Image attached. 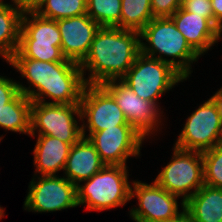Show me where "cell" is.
<instances>
[{
  "instance_id": "44dd1931",
  "label": "cell",
  "mask_w": 222,
  "mask_h": 222,
  "mask_svg": "<svg viewBox=\"0 0 222 222\" xmlns=\"http://www.w3.org/2000/svg\"><path fill=\"white\" fill-rule=\"evenodd\" d=\"M31 104L32 101L20 92L0 111V127L30 135Z\"/></svg>"
},
{
  "instance_id": "484cf974",
  "label": "cell",
  "mask_w": 222,
  "mask_h": 222,
  "mask_svg": "<svg viewBox=\"0 0 222 222\" xmlns=\"http://www.w3.org/2000/svg\"><path fill=\"white\" fill-rule=\"evenodd\" d=\"M204 185L222 189V145L202 152Z\"/></svg>"
},
{
  "instance_id": "cb8c5ba5",
  "label": "cell",
  "mask_w": 222,
  "mask_h": 222,
  "mask_svg": "<svg viewBox=\"0 0 222 222\" xmlns=\"http://www.w3.org/2000/svg\"><path fill=\"white\" fill-rule=\"evenodd\" d=\"M11 59H35L45 62L65 61L61 46L35 43V40H19L17 51Z\"/></svg>"
},
{
  "instance_id": "ac0fdd59",
  "label": "cell",
  "mask_w": 222,
  "mask_h": 222,
  "mask_svg": "<svg viewBox=\"0 0 222 222\" xmlns=\"http://www.w3.org/2000/svg\"><path fill=\"white\" fill-rule=\"evenodd\" d=\"M193 222H222V189L203 185L185 202Z\"/></svg>"
},
{
  "instance_id": "d6986e66",
  "label": "cell",
  "mask_w": 222,
  "mask_h": 222,
  "mask_svg": "<svg viewBox=\"0 0 222 222\" xmlns=\"http://www.w3.org/2000/svg\"><path fill=\"white\" fill-rule=\"evenodd\" d=\"M0 0V56L8 62L17 51L24 11L11 0Z\"/></svg>"
},
{
  "instance_id": "2e32d148",
  "label": "cell",
  "mask_w": 222,
  "mask_h": 222,
  "mask_svg": "<svg viewBox=\"0 0 222 222\" xmlns=\"http://www.w3.org/2000/svg\"><path fill=\"white\" fill-rule=\"evenodd\" d=\"M105 165L95 146L88 138L82 137L70 149L64 168V177L77 186L82 181L90 179Z\"/></svg>"
},
{
  "instance_id": "3957f363",
  "label": "cell",
  "mask_w": 222,
  "mask_h": 222,
  "mask_svg": "<svg viewBox=\"0 0 222 222\" xmlns=\"http://www.w3.org/2000/svg\"><path fill=\"white\" fill-rule=\"evenodd\" d=\"M140 40L141 53L143 55L170 64L186 80L192 73L191 64L198 61L200 57L190 47L170 17L153 18L140 31ZM143 40L147 43L143 42ZM156 54H159V56ZM164 57L172 58L167 59Z\"/></svg>"
},
{
  "instance_id": "4fadbf2b",
  "label": "cell",
  "mask_w": 222,
  "mask_h": 222,
  "mask_svg": "<svg viewBox=\"0 0 222 222\" xmlns=\"http://www.w3.org/2000/svg\"><path fill=\"white\" fill-rule=\"evenodd\" d=\"M88 139L106 165L127 166L129 157H139L145 138L131 125L93 132Z\"/></svg>"
},
{
  "instance_id": "1f68e13d",
  "label": "cell",
  "mask_w": 222,
  "mask_h": 222,
  "mask_svg": "<svg viewBox=\"0 0 222 222\" xmlns=\"http://www.w3.org/2000/svg\"><path fill=\"white\" fill-rule=\"evenodd\" d=\"M161 222H193V218L185 208H182V211L176 217Z\"/></svg>"
},
{
  "instance_id": "5bb4252c",
  "label": "cell",
  "mask_w": 222,
  "mask_h": 222,
  "mask_svg": "<svg viewBox=\"0 0 222 222\" xmlns=\"http://www.w3.org/2000/svg\"><path fill=\"white\" fill-rule=\"evenodd\" d=\"M57 25L63 55L80 64L88 55L95 34L101 26L87 14L57 20Z\"/></svg>"
},
{
  "instance_id": "ffe728a7",
  "label": "cell",
  "mask_w": 222,
  "mask_h": 222,
  "mask_svg": "<svg viewBox=\"0 0 222 222\" xmlns=\"http://www.w3.org/2000/svg\"><path fill=\"white\" fill-rule=\"evenodd\" d=\"M19 40L61 46V36L56 20L46 19L34 11L23 13Z\"/></svg>"
},
{
  "instance_id": "9a60e30c",
  "label": "cell",
  "mask_w": 222,
  "mask_h": 222,
  "mask_svg": "<svg viewBox=\"0 0 222 222\" xmlns=\"http://www.w3.org/2000/svg\"><path fill=\"white\" fill-rule=\"evenodd\" d=\"M170 18L199 56L204 55L221 39L222 33L201 14L188 12L180 7Z\"/></svg>"
},
{
  "instance_id": "9c48e42d",
  "label": "cell",
  "mask_w": 222,
  "mask_h": 222,
  "mask_svg": "<svg viewBox=\"0 0 222 222\" xmlns=\"http://www.w3.org/2000/svg\"><path fill=\"white\" fill-rule=\"evenodd\" d=\"M101 86L114 98L127 122L145 139L163 124L161 107L140 98L121 79L106 81Z\"/></svg>"
},
{
  "instance_id": "f1b7e54d",
  "label": "cell",
  "mask_w": 222,
  "mask_h": 222,
  "mask_svg": "<svg viewBox=\"0 0 222 222\" xmlns=\"http://www.w3.org/2000/svg\"><path fill=\"white\" fill-rule=\"evenodd\" d=\"M6 77L0 75V111L20 93L18 82Z\"/></svg>"
},
{
  "instance_id": "836d02e7",
  "label": "cell",
  "mask_w": 222,
  "mask_h": 222,
  "mask_svg": "<svg viewBox=\"0 0 222 222\" xmlns=\"http://www.w3.org/2000/svg\"><path fill=\"white\" fill-rule=\"evenodd\" d=\"M4 209L1 207V205H0V220L2 219V217H4Z\"/></svg>"
},
{
  "instance_id": "6da1fadb",
  "label": "cell",
  "mask_w": 222,
  "mask_h": 222,
  "mask_svg": "<svg viewBox=\"0 0 222 222\" xmlns=\"http://www.w3.org/2000/svg\"><path fill=\"white\" fill-rule=\"evenodd\" d=\"M7 63L16 68L29 87L18 82L19 90L32 102L46 104H79L86 85L79 63L66 59L45 62L35 59H10ZM33 89H32V88ZM45 97L50 98L47 102Z\"/></svg>"
},
{
  "instance_id": "7c38bea8",
  "label": "cell",
  "mask_w": 222,
  "mask_h": 222,
  "mask_svg": "<svg viewBox=\"0 0 222 222\" xmlns=\"http://www.w3.org/2000/svg\"><path fill=\"white\" fill-rule=\"evenodd\" d=\"M131 183V200L136 197L139 206L129 211L135 222H161L172 219L181 212L178 210L179 197L169 193L155 180L152 184L141 181Z\"/></svg>"
},
{
  "instance_id": "7402d4cb",
  "label": "cell",
  "mask_w": 222,
  "mask_h": 222,
  "mask_svg": "<svg viewBox=\"0 0 222 222\" xmlns=\"http://www.w3.org/2000/svg\"><path fill=\"white\" fill-rule=\"evenodd\" d=\"M152 19L151 0H121L120 28L140 32Z\"/></svg>"
},
{
  "instance_id": "ba28073f",
  "label": "cell",
  "mask_w": 222,
  "mask_h": 222,
  "mask_svg": "<svg viewBox=\"0 0 222 222\" xmlns=\"http://www.w3.org/2000/svg\"><path fill=\"white\" fill-rule=\"evenodd\" d=\"M221 142L222 121L216 103L209 98L187 118L174 146L203 152Z\"/></svg>"
},
{
  "instance_id": "52a82bcc",
  "label": "cell",
  "mask_w": 222,
  "mask_h": 222,
  "mask_svg": "<svg viewBox=\"0 0 222 222\" xmlns=\"http://www.w3.org/2000/svg\"><path fill=\"white\" fill-rule=\"evenodd\" d=\"M80 104H46L32 102L30 135L56 137L70 145L77 143L82 136Z\"/></svg>"
},
{
  "instance_id": "7a4b0ae2",
  "label": "cell",
  "mask_w": 222,
  "mask_h": 222,
  "mask_svg": "<svg viewBox=\"0 0 222 222\" xmlns=\"http://www.w3.org/2000/svg\"><path fill=\"white\" fill-rule=\"evenodd\" d=\"M140 32L118 27H100L88 55L79 64L88 85L121 79L141 53ZM90 73L85 78L87 71Z\"/></svg>"
},
{
  "instance_id": "30bf717a",
  "label": "cell",
  "mask_w": 222,
  "mask_h": 222,
  "mask_svg": "<svg viewBox=\"0 0 222 222\" xmlns=\"http://www.w3.org/2000/svg\"><path fill=\"white\" fill-rule=\"evenodd\" d=\"M36 176L38 181L35 176L32 178L24 201L26 211L51 213L78 206L77 186L67 178L58 175Z\"/></svg>"
},
{
  "instance_id": "603a6c76",
  "label": "cell",
  "mask_w": 222,
  "mask_h": 222,
  "mask_svg": "<svg viewBox=\"0 0 222 222\" xmlns=\"http://www.w3.org/2000/svg\"><path fill=\"white\" fill-rule=\"evenodd\" d=\"M34 12L56 21L76 17L87 14V0H44Z\"/></svg>"
},
{
  "instance_id": "d4e9b609",
  "label": "cell",
  "mask_w": 222,
  "mask_h": 222,
  "mask_svg": "<svg viewBox=\"0 0 222 222\" xmlns=\"http://www.w3.org/2000/svg\"><path fill=\"white\" fill-rule=\"evenodd\" d=\"M87 15L101 27L120 28L121 0H87Z\"/></svg>"
},
{
  "instance_id": "8fae6325",
  "label": "cell",
  "mask_w": 222,
  "mask_h": 222,
  "mask_svg": "<svg viewBox=\"0 0 222 222\" xmlns=\"http://www.w3.org/2000/svg\"><path fill=\"white\" fill-rule=\"evenodd\" d=\"M79 104L84 138L107 128L130 125L114 98L101 85L86 84ZM86 131H89L87 135Z\"/></svg>"
},
{
  "instance_id": "e0dca14e",
  "label": "cell",
  "mask_w": 222,
  "mask_h": 222,
  "mask_svg": "<svg viewBox=\"0 0 222 222\" xmlns=\"http://www.w3.org/2000/svg\"><path fill=\"white\" fill-rule=\"evenodd\" d=\"M38 136L35 148L33 150L34 155V167L35 174L39 176H53L64 171L66 161L72 145L59 140L56 137L47 135H30Z\"/></svg>"
},
{
  "instance_id": "f546056e",
  "label": "cell",
  "mask_w": 222,
  "mask_h": 222,
  "mask_svg": "<svg viewBox=\"0 0 222 222\" xmlns=\"http://www.w3.org/2000/svg\"><path fill=\"white\" fill-rule=\"evenodd\" d=\"M214 13V26L222 33V0H211Z\"/></svg>"
},
{
  "instance_id": "83f0119b",
  "label": "cell",
  "mask_w": 222,
  "mask_h": 222,
  "mask_svg": "<svg viewBox=\"0 0 222 222\" xmlns=\"http://www.w3.org/2000/svg\"><path fill=\"white\" fill-rule=\"evenodd\" d=\"M181 7L191 13L203 15L214 25V13L211 6V0H186L182 2Z\"/></svg>"
},
{
  "instance_id": "277c9868",
  "label": "cell",
  "mask_w": 222,
  "mask_h": 222,
  "mask_svg": "<svg viewBox=\"0 0 222 222\" xmlns=\"http://www.w3.org/2000/svg\"><path fill=\"white\" fill-rule=\"evenodd\" d=\"M127 166L105 165L90 179L77 185L78 206L85 205L89 211H104L124 206L131 200Z\"/></svg>"
},
{
  "instance_id": "4316f807",
  "label": "cell",
  "mask_w": 222,
  "mask_h": 222,
  "mask_svg": "<svg viewBox=\"0 0 222 222\" xmlns=\"http://www.w3.org/2000/svg\"><path fill=\"white\" fill-rule=\"evenodd\" d=\"M181 5V0H151L153 18L171 17Z\"/></svg>"
},
{
  "instance_id": "d6a6232c",
  "label": "cell",
  "mask_w": 222,
  "mask_h": 222,
  "mask_svg": "<svg viewBox=\"0 0 222 222\" xmlns=\"http://www.w3.org/2000/svg\"><path fill=\"white\" fill-rule=\"evenodd\" d=\"M217 105L222 121V87L211 97Z\"/></svg>"
},
{
  "instance_id": "8992f818",
  "label": "cell",
  "mask_w": 222,
  "mask_h": 222,
  "mask_svg": "<svg viewBox=\"0 0 222 222\" xmlns=\"http://www.w3.org/2000/svg\"><path fill=\"white\" fill-rule=\"evenodd\" d=\"M155 181L172 195L181 197V208H185V202L204 185L202 152L173 146L172 159Z\"/></svg>"
},
{
  "instance_id": "4dcf8cb0",
  "label": "cell",
  "mask_w": 222,
  "mask_h": 222,
  "mask_svg": "<svg viewBox=\"0 0 222 222\" xmlns=\"http://www.w3.org/2000/svg\"><path fill=\"white\" fill-rule=\"evenodd\" d=\"M12 1H14L19 6L20 9L26 12V11H35L44 0H12Z\"/></svg>"
},
{
  "instance_id": "5b68a950",
  "label": "cell",
  "mask_w": 222,
  "mask_h": 222,
  "mask_svg": "<svg viewBox=\"0 0 222 222\" xmlns=\"http://www.w3.org/2000/svg\"><path fill=\"white\" fill-rule=\"evenodd\" d=\"M121 80L146 101L157 102L164 93L186 79L170 64L140 53ZM158 98V99H157Z\"/></svg>"
}]
</instances>
